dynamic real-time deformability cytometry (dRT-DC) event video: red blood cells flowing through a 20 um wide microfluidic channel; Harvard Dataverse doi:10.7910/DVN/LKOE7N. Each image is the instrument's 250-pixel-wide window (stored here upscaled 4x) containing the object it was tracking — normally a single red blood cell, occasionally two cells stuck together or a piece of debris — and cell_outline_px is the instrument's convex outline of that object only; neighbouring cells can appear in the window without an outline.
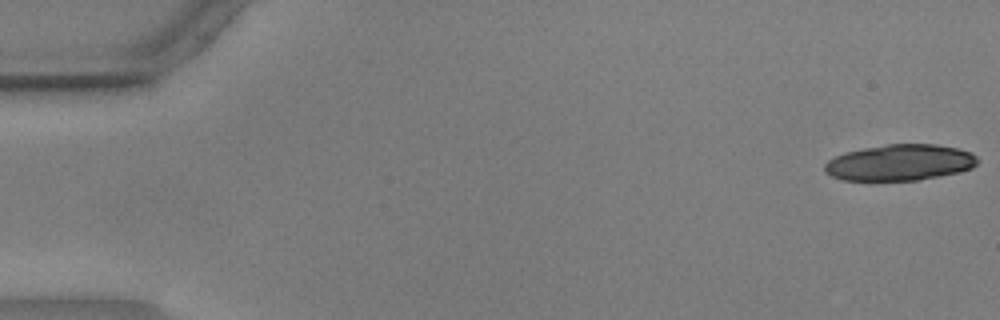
{"species": "common noctule bat (a hibernating species)", "species_latin": "Nyctalus noctula", "temperature_condition": "warm", "stored_images_in_passage": 20, "camera_frame_rate_fps": 3000, "um_per_image_px": 0.085, "animal": {"sex": "male", "body_mass_g": 17.9, "forearm_length_mm": 54.2}, "frame": {"image": 1, "passage_image": 1, "time_ms": 0.0, "image_size_px": [1000, 320], "cell_outline_px": [[980, 160], [972, 168], [956, 172], [916, 180], [840, 180], [824, 172], [824, 164], [828, 160], [844, 152], [864, 148], [888, 144], [936, 144], [960, 148], [972, 152]], "centroid_in_image_um": [76.48, 13.8], "position_along_channel_um": 8.5, "area_um2": 32.19}}